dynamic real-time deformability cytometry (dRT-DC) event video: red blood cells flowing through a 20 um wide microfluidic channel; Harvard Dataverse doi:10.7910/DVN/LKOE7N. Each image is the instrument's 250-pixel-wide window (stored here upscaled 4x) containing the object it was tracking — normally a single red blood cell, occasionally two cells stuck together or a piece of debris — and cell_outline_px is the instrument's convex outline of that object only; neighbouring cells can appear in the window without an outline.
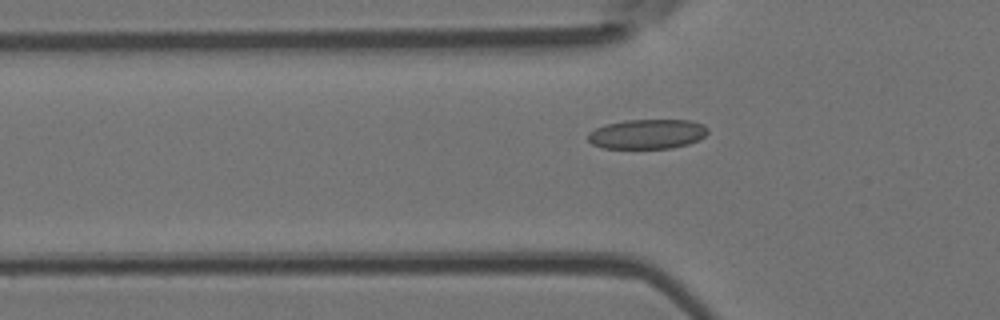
{"species": "Egyptian fruit bat (a non-hibernating species)", "species_latin": "Rousettus aegyptiacus", "temperature_condition": "room temperature", "stored_images_in_passage": 43, "camera_frame_rate_fps": 3000, "um_per_image_px": 0.085, "animal": {"sex": "female"}, "frame": {"image": 1, "passage_image": 9, "time_ms": 2.667, "image_size_px": [1000, 320], "cell_outline_px": [[708, 132], [704, 136], [688, 144], [672, 148], [600, 148], [592, 144], [588, 140], [588, 132], [604, 124], [624, 120], [692, 120], [704, 124], [708, 128]], "centroid_in_image_um": [55.0, 11.38], "position_along_channel_um": 70.8, "area_um2": 20.87}}
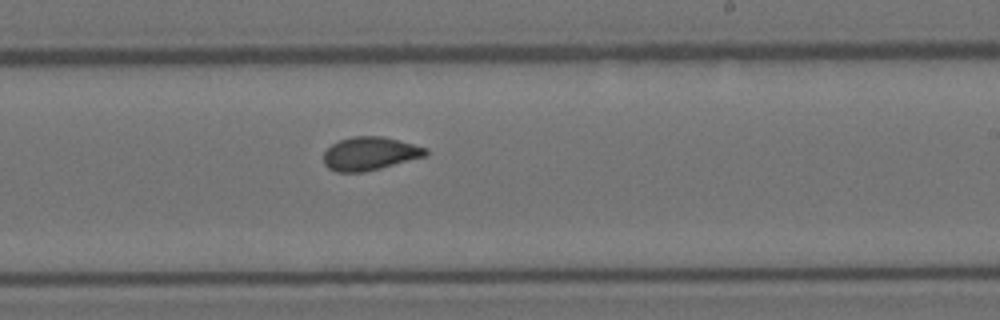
{"frame": {"image": 2, "passage_image": 23, "time_ms": 7.333, "image_size_px": [1000, 320], "cell_outline_px": [[428, 152], [424, 156], [380, 168], [364, 172], [336, 172], [328, 168], [324, 164], [324, 152], [332, 144], [340, 140], [352, 136], [380, 136], [428, 148]], "centroid_in_image_um": [31.39, 13.06], "position_along_channel_um": 257.6, "area_um2": 19.54}}
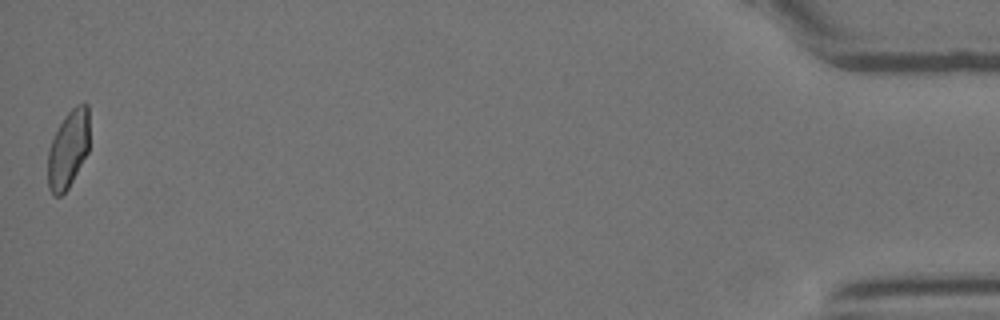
{"frame": {"image": 3, "passage_image": 43, "time_ms": 14.0, "image_size_px": [1000, 320], "cell_outline_px": [[88, 152], [68, 188], [60, 196], [52, 196], [48, 188], [48, 152], [52, 140], [64, 116], [76, 104], [88, 104]], "centroid_in_image_um": [5.79, 12.7], "position_along_channel_um": 429.4, "area_um2": 18.67}, "authors_computed_cell_mechanics": {"area_um2": 19.7676, "velocity_mm_per_s": 3.9821, "shape_relaxation_time_tau1_ms": 7.4982, "shape_relaxation_time_tau2_ms": 1.0371, "deformation_change_tau1": 0.157, "deformation_change_tau2": 0.0565}}